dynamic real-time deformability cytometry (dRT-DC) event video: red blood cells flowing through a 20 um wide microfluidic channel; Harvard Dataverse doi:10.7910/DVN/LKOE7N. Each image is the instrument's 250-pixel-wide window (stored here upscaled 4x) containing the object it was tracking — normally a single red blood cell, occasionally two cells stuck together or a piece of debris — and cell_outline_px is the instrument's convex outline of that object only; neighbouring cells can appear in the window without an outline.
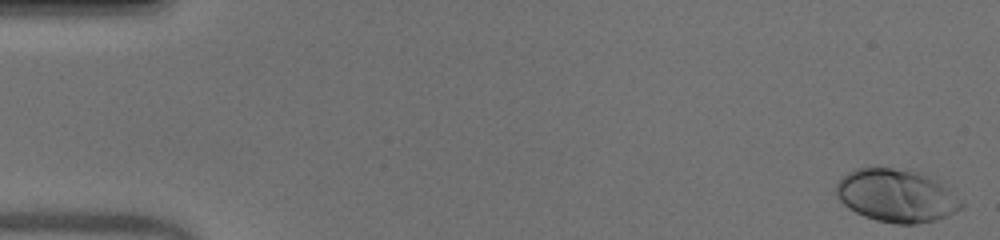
{"species": "human", "species_latin": "Homo sapiens", "temperature_condition": "warm", "stored_images_in_passage": 52, "camera_frame_rate_fps": 3000, "um_per_image_px": 0.085, "donor": {"sex": "male"}, "frame": {"image": 1, "passage_image": 1, "time_ms": 0.0, "image_size_px": [1000, 240], "cell_outline_px": [[964, 208], [948, 216], [936, 220], [916, 224], [896, 224], [876, 220], [864, 216], [848, 208], [836, 196], [836, 184], [848, 172], [856, 168], [892, 168], [940, 180], [964, 204]], "centroid_in_image_um": [76.21, 16.66], "position_along_channel_um": 8.8, "area_um2": 38.26}}
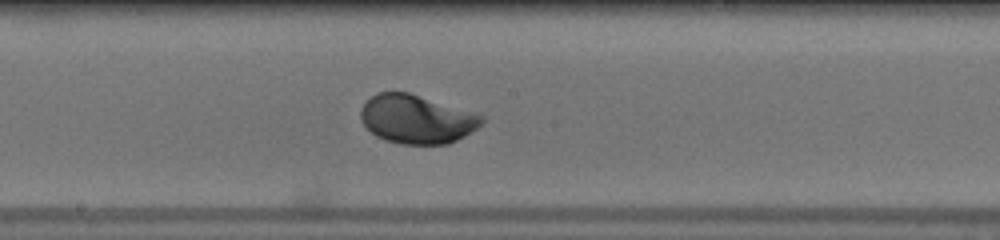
{"frame": {"image": 2, "passage_image": 28, "time_ms": 9.0, "image_size_px": [1000, 240], "cell_outline_px": [[484, 120], [476, 128], [464, 136], [448, 144], [400, 144], [384, 140], [376, 136], [360, 120], [360, 108], [376, 92], [408, 92], [476, 112], [484, 116]], "centroid_in_image_um": [35.41, 10.12], "position_along_channel_um": 212.8, "area_um2": 34.39}}
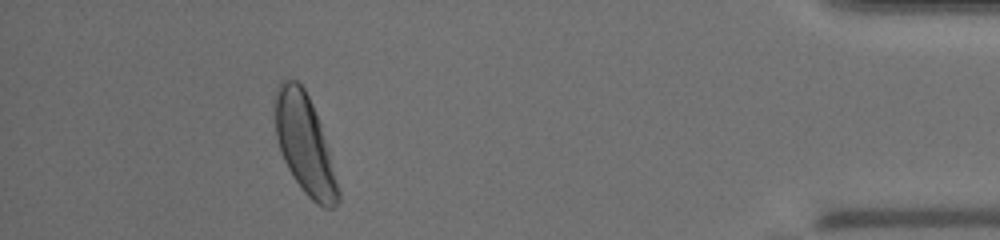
{"frame": {"image": 3, "passage_image": 47, "time_ms": 15.333, "image_size_px": [1000, 240], "cell_outline_px": [[340, 200], [332, 208], [324, 208], [316, 204], [304, 192], [292, 176], [284, 160], [276, 136], [276, 88], [280, 80], [296, 80], [304, 88], [312, 104], [320, 124], [328, 148], [340, 192]], "centroid_in_image_um": [25.91, 12.3], "position_along_channel_um": 409.3, "area_um2": 35.84}, "authors_computed_cell_mechanics": {"area_um2": 34.5355, "velocity_mm_per_s": 3.9545, "shape_relaxation_time_tau1_ms": 2.0966, "shape_relaxation_time_tau2_ms": null, "deformation_change_tau1": 0.1523, "deformation_change_tau2": null}}